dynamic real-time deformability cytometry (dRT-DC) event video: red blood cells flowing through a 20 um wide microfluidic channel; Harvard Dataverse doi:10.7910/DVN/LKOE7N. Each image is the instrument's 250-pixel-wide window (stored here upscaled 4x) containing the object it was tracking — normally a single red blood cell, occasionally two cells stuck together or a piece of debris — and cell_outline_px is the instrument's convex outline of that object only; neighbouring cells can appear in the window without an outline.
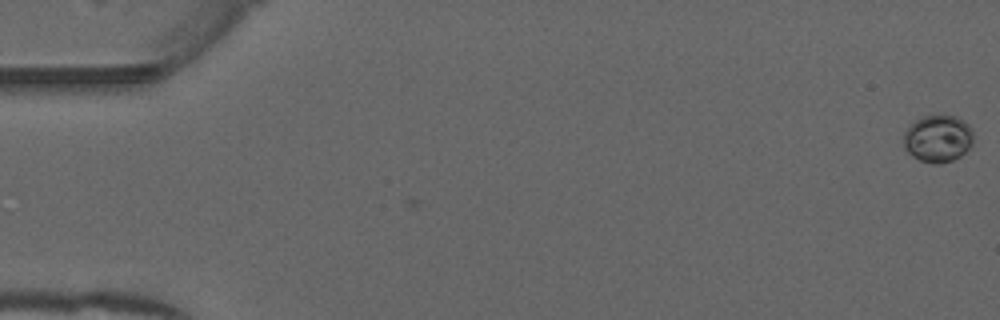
{"species": "common noctule bat (a hibernating species)", "species_latin": "Nyctalus noctula", "temperature_condition": "warm", "stored_images_in_passage": 3, "camera_frame_rate_fps": 3000, "um_per_image_px": 0.085, "animal": {"sex": "male", "forearm_length_mm": 52.5}, "frame": {"image": 1, "passage_image": 1, "time_ms": 0.0, "image_size_px": [1000, 320], "cell_outline_px": [[972, 144], [960, 156], [952, 160], [940, 164], [932, 164], [920, 160], [912, 156], [904, 148], [904, 132], [920, 116], [956, 116], [968, 124], [972, 128]], "centroid_in_image_um": [79.71, 11.79], "position_along_channel_um": 5.3, "area_um2": 19.07}}